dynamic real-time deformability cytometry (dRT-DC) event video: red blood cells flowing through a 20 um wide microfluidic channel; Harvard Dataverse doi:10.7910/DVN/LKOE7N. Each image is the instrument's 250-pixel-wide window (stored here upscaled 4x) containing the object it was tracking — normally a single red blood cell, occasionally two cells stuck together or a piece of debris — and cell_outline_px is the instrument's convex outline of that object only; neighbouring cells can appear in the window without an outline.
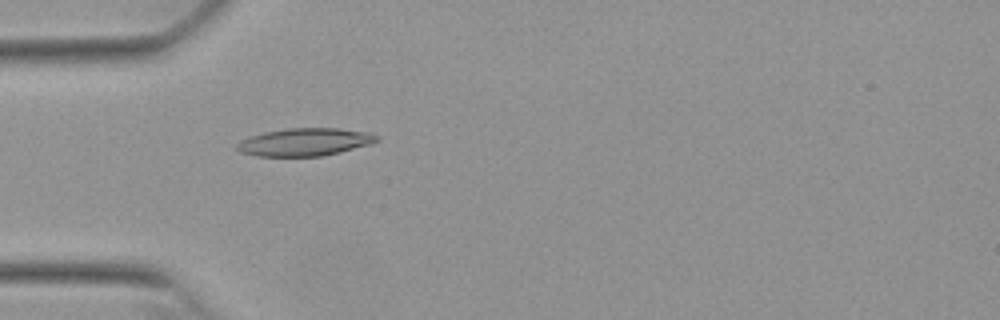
{"species": "Egyptian fruit bat (a non-hibernating species)", "species_latin": "Rousettus aegyptiacus", "temperature_condition": "warm", "stored_images_in_passage": 53, "camera_frame_rate_fps": 3000, "um_per_image_px": 0.085, "animal": {"sex": "female"}, "frame": {"image": 1, "passage_image": 16, "time_ms": 5.0, "image_size_px": [1000, 320], "cell_outline_px": [[380, 140], [372, 144], [324, 156], [256, 156], [240, 152], [236, 148], [236, 144], [240, 140], [264, 132], [288, 128], [340, 128], [372, 132], [380, 136]], "centroid_in_image_um": [25.97, 12.07], "position_along_channel_um": 59.0, "area_um2": 22.89}}
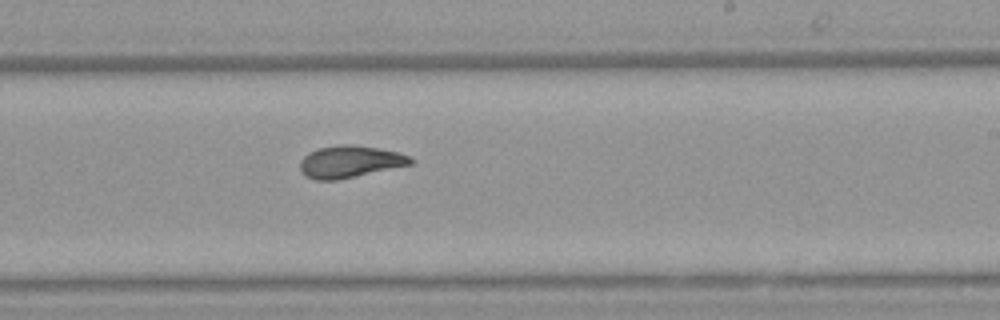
{"frame": {"image": 2, "passage_image": 32, "time_ms": 10.333, "image_size_px": [1000, 320], "cell_outline_px": [[412, 164], [336, 180], [316, 180], [304, 176], [300, 172], [300, 160], [308, 152], [320, 148], [340, 144], [352, 144], [400, 152], [408, 156], [412, 160]], "centroid_in_image_um": [29.69, 13.74], "position_along_channel_um": 259.3, "area_um2": 20.52}}
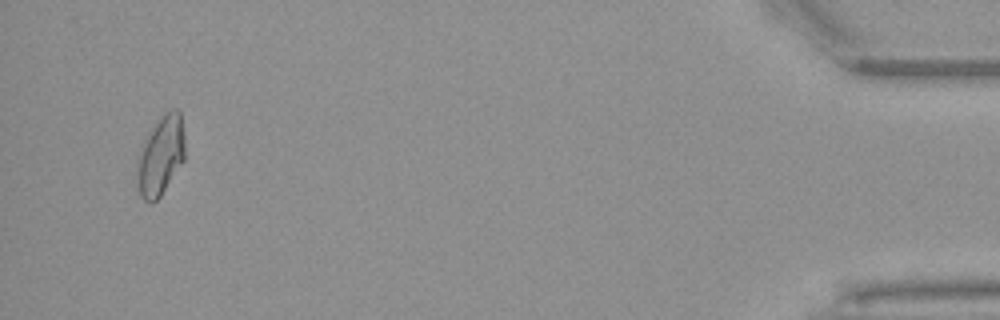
{"frame": {"image": 3, "passage_image": 51, "time_ms": 16.667, "image_size_px": [1000, 320], "cell_outline_px": [[184, 160], [160, 196], [152, 204], [148, 204], [144, 200], [136, 184], [136, 160], [140, 148], [148, 132], [160, 116], [164, 112], [172, 108], [176, 108], [180, 112], [184, 132]], "centroid_in_image_um": [13.63, 13.21], "position_along_channel_um": 421.6, "area_um2": 22.48}, "authors_computed_cell_mechanics": {"area_um2": 20.9236, "velocity_mm_per_s": 3.8171, "shape_relaxation_time_tau1_ms": 8.1852, "shape_relaxation_time_tau2_ms": 1.7204, "deformation_change_tau1": 0.209, "deformation_change_tau2": 0.0693}}